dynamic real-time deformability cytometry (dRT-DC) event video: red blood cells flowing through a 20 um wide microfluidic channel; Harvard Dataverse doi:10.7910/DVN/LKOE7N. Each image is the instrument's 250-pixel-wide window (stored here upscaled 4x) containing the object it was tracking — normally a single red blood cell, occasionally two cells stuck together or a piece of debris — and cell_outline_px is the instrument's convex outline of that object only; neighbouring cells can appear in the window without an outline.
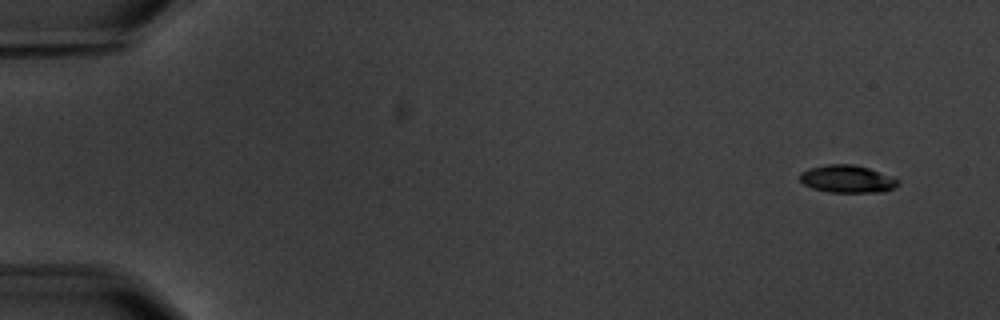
{"species": "common noctule bat (a hibernating species)", "species_latin": "Nyctalus noctula", "temperature_condition": "warm", "stored_images_in_passage": 5, "camera_frame_rate_fps": 3000, "um_per_image_px": 0.085, "animal": {"sex": "male", "body_mass_g": 20.1, "forearm_length_mm": 53.5}, "frame": {"image": 1, "passage_image": 1, "time_ms": 0.0, "image_size_px": [1000, 320], "cell_outline_px": [[900, 184], [884, 192], [828, 192], [812, 188], [804, 184], [800, 180], [800, 172], [808, 168], [824, 164], [852, 164], [868, 168], [900, 180]], "centroid_in_image_um": [71.99, 15.21], "position_along_channel_um": 13.0, "area_um2": 15.78}}
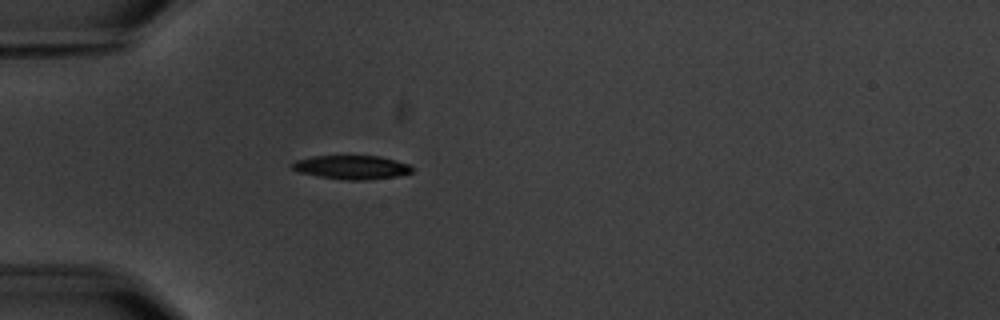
{"frame": {"image": 2, "passage_image": 5, "time_ms": 4.667, "image_size_px": [1000, 320], "cell_outline_px": [[412, 172], [396, 176], [368, 180], [344, 180], [320, 176], [300, 172], [292, 168], [288, 164], [296, 160], [312, 156], [380, 156], [408, 164], [412, 168]], "centroid_in_image_um": [29.86, 14.21], "position_along_channel_um": 55.1, "area_um2": 16.53}}